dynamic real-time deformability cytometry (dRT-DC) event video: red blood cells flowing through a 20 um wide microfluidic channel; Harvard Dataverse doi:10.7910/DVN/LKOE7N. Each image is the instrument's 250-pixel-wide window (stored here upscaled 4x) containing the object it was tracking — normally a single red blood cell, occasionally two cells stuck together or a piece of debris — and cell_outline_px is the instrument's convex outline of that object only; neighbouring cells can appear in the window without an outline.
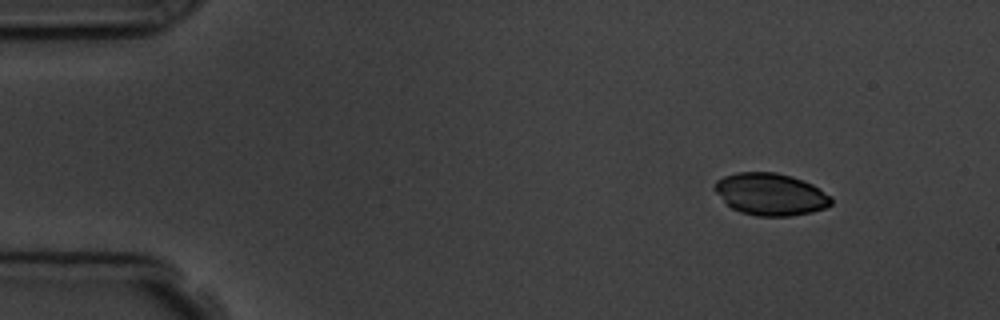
{"species": "common noctule bat (a hibernating species)", "species_latin": "Nyctalus noctula", "temperature_condition": "room temperature", "stored_images_in_passage": 3, "camera_frame_rate_fps": 3000, "um_per_image_px": 0.085, "animal": {"sex": "male", "body_mass_g": 19.5, "forearm_length_mm": 54.6}, "frame": {"image": 1, "passage_image": 1, "time_ms": 0.0, "image_size_px": [1000, 320], "cell_outline_px": [[832, 204], [824, 208], [812, 212], [792, 216], [756, 216], [740, 212], [732, 208], [712, 188], [716, 180], [724, 176], [736, 172], [776, 172], [792, 176], [812, 184], [832, 196]], "centroid_in_image_um": [65.5, 16.51], "position_along_channel_um": 19.5, "area_um2": 28.73}}